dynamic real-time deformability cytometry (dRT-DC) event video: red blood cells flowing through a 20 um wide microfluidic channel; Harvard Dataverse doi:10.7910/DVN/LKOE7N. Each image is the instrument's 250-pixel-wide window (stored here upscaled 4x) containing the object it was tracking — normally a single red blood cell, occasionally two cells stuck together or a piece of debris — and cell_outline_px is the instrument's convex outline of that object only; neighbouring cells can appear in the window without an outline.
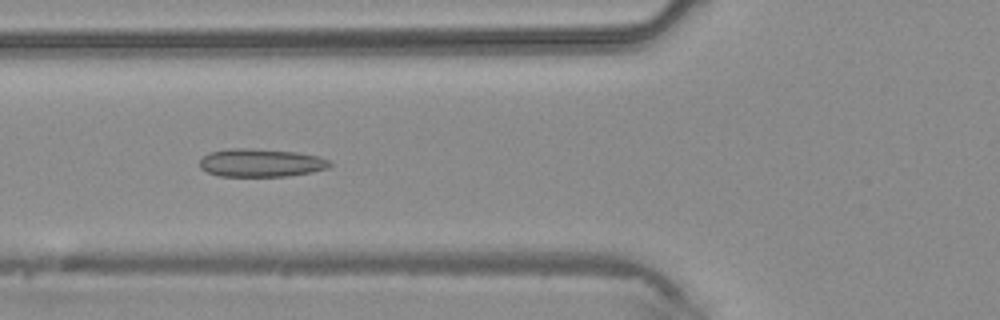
{"species": "common noctule bat (a hibernating species)", "species_latin": "Nyctalus noctula", "temperature_condition": "warm", "stored_images_in_passage": 36, "camera_frame_rate_fps": 3000, "um_per_image_px": 0.085, "animal": {"sex": "male", "body_mass_g": 20.4}, "frame": {"image": 1, "passage_image": 9, "time_ms": 2.667, "image_size_px": [1000, 320], "cell_outline_px": [[332, 164], [328, 168], [312, 172], [288, 176], [220, 176], [208, 172], [200, 168], [200, 160], [208, 152], [232, 148], [248, 148], [296, 152], [320, 156], [328, 160]], "centroid_in_image_um": [22.18, 13.84], "position_along_channel_um": 103.6, "area_um2": 21.33}}
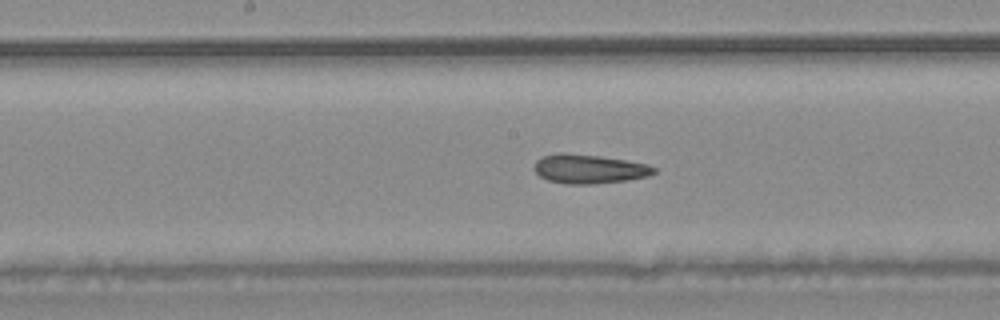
{"frame": {"image": 2, "passage_image": 15, "time_ms": 4.667, "image_size_px": [1000, 320], "cell_outline_px": [[656, 172], [648, 176], [624, 180], [592, 184], [568, 184], [548, 180], [540, 176], [532, 168], [536, 160], [544, 156], [560, 152], [564, 152], [600, 156], [648, 164], [656, 168]], "centroid_in_image_um": [50.04, 14.35], "position_along_channel_um": 198.2, "area_um2": 20.23}}
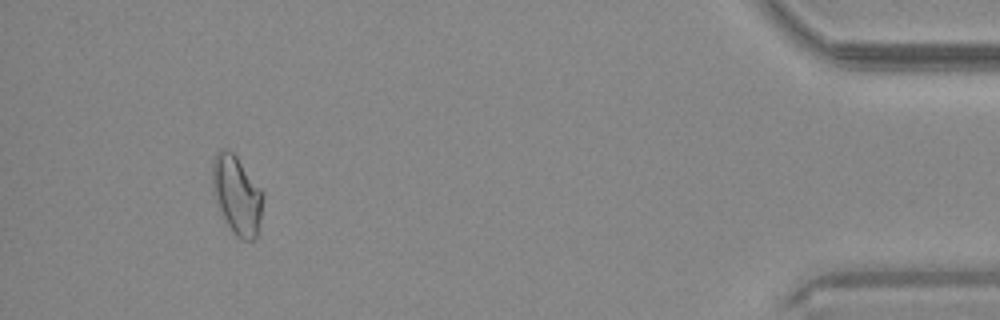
{"frame": {"image": 3, "passage_image": 33, "time_ms": 10.667, "image_size_px": [1000, 320], "cell_outline_px": [[264, 196], [260, 220], [256, 236], [252, 240], [244, 240], [236, 236], [232, 232], [216, 204], [212, 192], [212, 164], [216, 152], [224, 148], [232, 152], [236, 156], [264, 192]], "centroid_in_image_um": [20.12, 16.57], "position_along_channel_um": 415.1, "area_um2": 23.24}}